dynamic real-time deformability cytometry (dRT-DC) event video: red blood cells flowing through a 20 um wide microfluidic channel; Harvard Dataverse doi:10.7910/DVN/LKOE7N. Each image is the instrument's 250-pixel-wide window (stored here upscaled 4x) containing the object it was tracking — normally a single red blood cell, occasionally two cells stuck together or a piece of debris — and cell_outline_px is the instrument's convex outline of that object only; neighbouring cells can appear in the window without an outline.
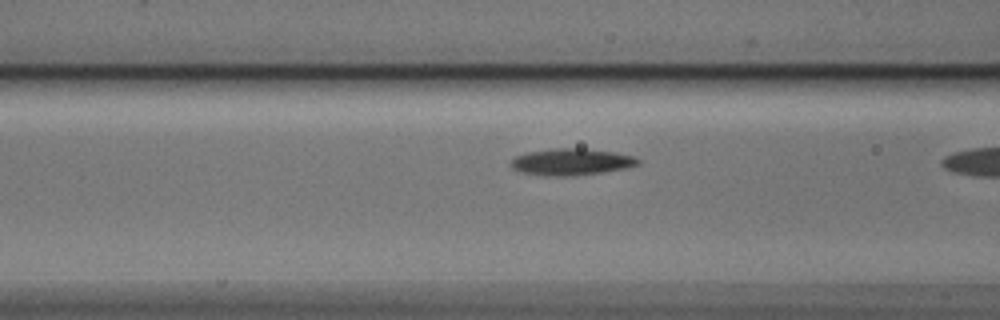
{"species": "Egyptian fruit bat (a non-hibernating species)", "species_latin": "Rousettus aegyptiacus", "temperature_condition": "cold", "stored_images_in_passage": 21, "camera_frame_rate_fps": 3000, "um_per_image_px": 0.085, "animal": {"sex": "male"}, "frame": {"image": 1, "passage_image": 20, "time_ms": 6.333, "image_size_px": [1000, 320], "cell_outline_px": [[640, 164], [628, 168], [572, 176], [544, 176], [520, 172], [512, 168], [508, 164], [516, 156], [528, 152], [552, 148], [584, 148], [616, 152], [632, 156], [640, 160]], "centroid_in_image_um": [48.55, 13.76], "position_along_channel_um": 118.1, "area_um2": 19.94}}